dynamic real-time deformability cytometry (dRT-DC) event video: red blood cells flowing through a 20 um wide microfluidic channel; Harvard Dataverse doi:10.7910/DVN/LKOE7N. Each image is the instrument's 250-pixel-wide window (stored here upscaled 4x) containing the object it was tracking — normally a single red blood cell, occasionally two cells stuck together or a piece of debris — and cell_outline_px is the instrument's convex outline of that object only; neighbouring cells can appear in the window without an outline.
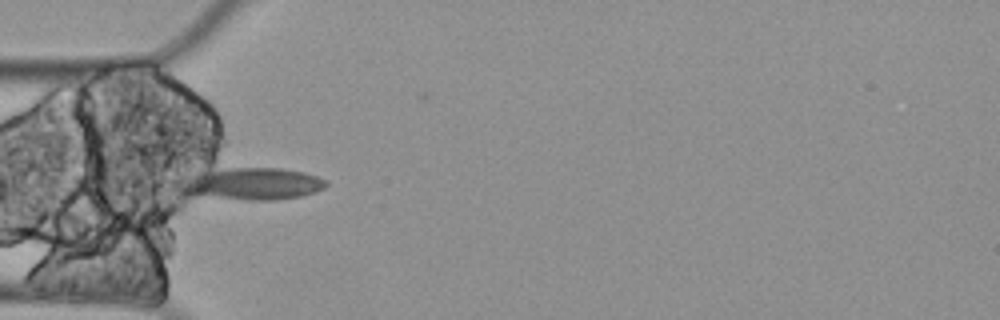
{"species": "Egyptian fruit bat (a non-hibernating species)", "species_latin": "Rousettus aegyptiacus", "temperature_condition": "cold", "stored_images_in_passage": 5, "camera_frame_rate_fps": 3000, "um_per_image_px": 0.085, "animal": {"sex": "female"}, "frame": {"image": 1, "passage_image": 5, "time_ms": 1.333, "image_size_px": [1000, 320], "cell_outline_px": [[328, 184], [324, 188], [316, 192], [300, 196], [276, 200], [248, 200], [192, 192], [184, 184], [184, 180], [196, 172], [228, 168], [280, 168], [304, 172], [328, 180]], "centroid_in_image_um": [21.68, 15.59], "position_along_channel_um": 63.3, "area_um2": 26.07}}